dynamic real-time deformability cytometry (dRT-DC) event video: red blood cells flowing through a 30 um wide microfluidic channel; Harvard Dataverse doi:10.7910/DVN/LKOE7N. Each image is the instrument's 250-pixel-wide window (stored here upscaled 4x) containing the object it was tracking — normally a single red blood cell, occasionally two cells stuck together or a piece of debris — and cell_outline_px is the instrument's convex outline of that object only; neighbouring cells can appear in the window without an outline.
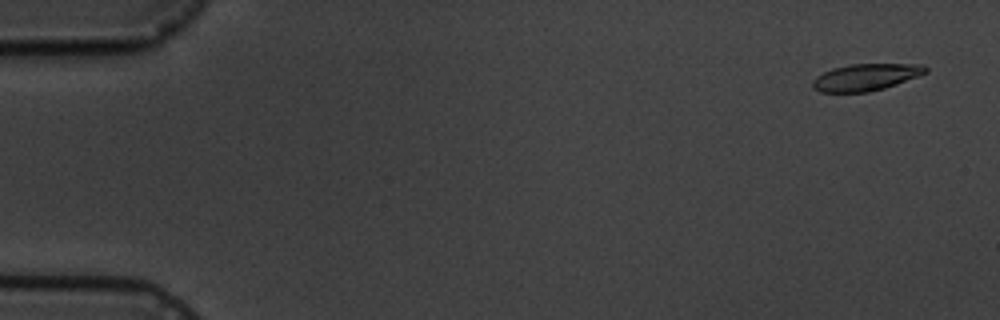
{"species": "common noctule bat (a hibernating species)", "species_latin": "Nyctalus noctula", "temperature_condition": "cold", "stored_images_in_passage": 10, "camera_frame_rate_fps": 3000, "um_per_image_px": 0.085, "animal": {"sex": "male", "body_mass_g": 19.5, "forearm_length_mm": 54.6}, "frame": {"image": 1, "passage_image": 1, "time_ms": 0.0, "image_size_px": [1000, 320], "cell_outline_px": [[928, 72], [896, 84], [884, 88], [868, 92], [820, 92], [812, 88], [812, 80], [816, 76], [832, 68], [852, 64], [924, 64], [928, 68]], "centroid_in_image_um": [73.58, 6.56], "position_along_channel_um": 11.4, "area_um2": 17.69}}
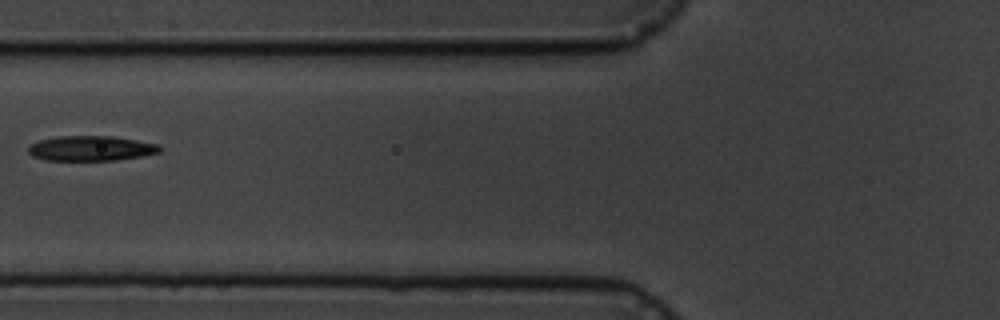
{"frame": {"image": 2, "passage_image": 7, "time_ms": 6.667, "image_size_px": [1000, 320], "cell_outline_px": [[160, 152], [144, 156], [116, 160], [44, 160], [32, 156], [28, 152], [28, 144], [40, 140], [56, 136], [112, 136], [160, 144]], "centroid_in_image_um": [7.71, 12.61], "position_along_channel_um": 118.1, "area_um2": 19.31}}
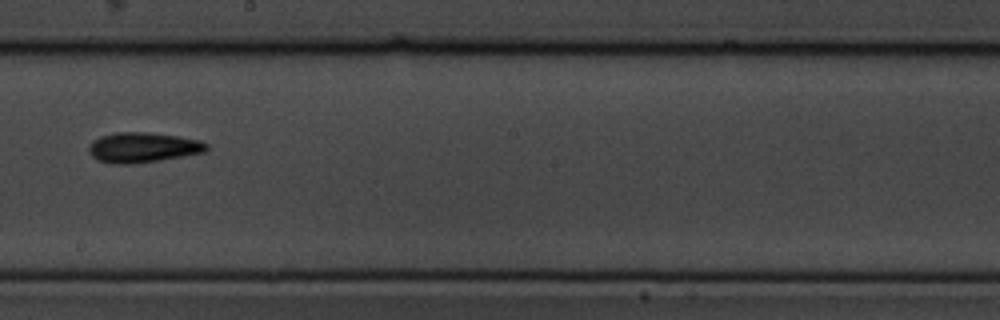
{"frame": {"image": 3, "passage_image": 10, "time_ms": 10.0, "image_size_px": [1000, 320], "cell_outline_px": [[208, 148], [204, 152], [184, 156], [160, 160], [132, 164], [120, 164], [100, 160], [92, 156], [88, 148], [100, 136], [116, 132], [148, 132], [180, 136], [200, 140], [208, 144]], "centroid_in_image_um": [12.21, 12.52], "position_along_channel_um": 236.0, "area_um2": 20.46}}